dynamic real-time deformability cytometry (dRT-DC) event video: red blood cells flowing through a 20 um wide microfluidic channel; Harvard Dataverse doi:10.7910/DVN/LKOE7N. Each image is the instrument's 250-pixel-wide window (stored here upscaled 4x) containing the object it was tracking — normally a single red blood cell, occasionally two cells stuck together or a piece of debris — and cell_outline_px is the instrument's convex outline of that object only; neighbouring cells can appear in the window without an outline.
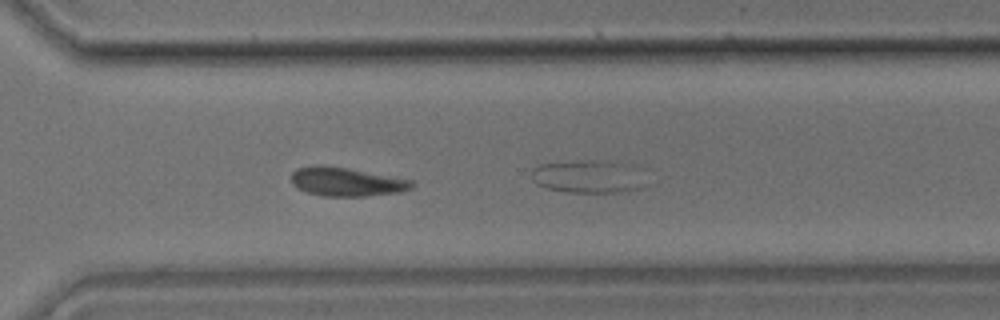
{"species": "common noctule bat (a hibernating species)", "species_latin": "Nyctalus noctula", "temperature_condition": "room temperature", "stored_images_in_passage": 33, "camera_frame_rate_fps": 3000, "um_per_image_px": 0.085, "animal": {"sex": "male", "body_mass_g": 17.9}, "frame": {"image": 1, "passage_image": 23, "time_ms": 7.333, "image_size_px": [1000, 320], "cell_outline_px": [[416, 184], [412, 188], [400, 192], [364, 196], [324, 196], [308, 192], [292, 184], [292, 172], [296, 168], [348, 168], [412, 180]], "centroid_in_image_um": [29.54, 15.49], "position_along_channel_um": 341.1, "area_um2": 19.36}}
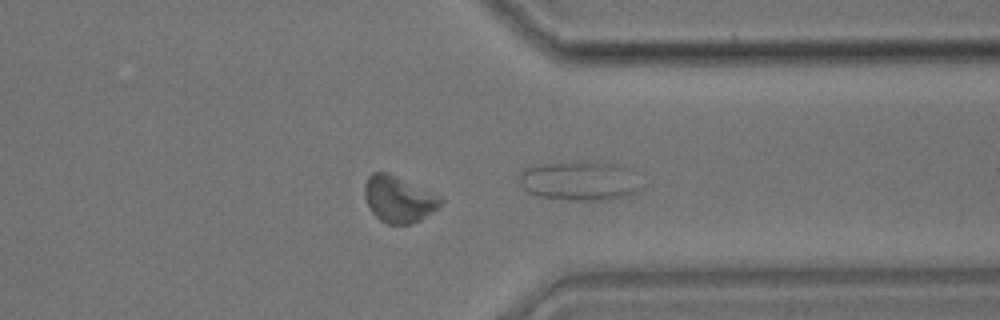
{"frame": {"image": 2, "passage_image": 25, "time_ms": 8.0, "image_size_px": [1000, 320], "cell_outline_px": [[444, 200], [432, 212], [420, 220], [408, 224], [388, 224], [380, 220], [372, 212], [364, 196], [364, 184], [368, 176], [372, 172], [388, 172], [440, 196]], "centroid_in_image_um": [33.86, 16.92], "position_along_channel_um": 377.5, "area_um2": 20.35}}